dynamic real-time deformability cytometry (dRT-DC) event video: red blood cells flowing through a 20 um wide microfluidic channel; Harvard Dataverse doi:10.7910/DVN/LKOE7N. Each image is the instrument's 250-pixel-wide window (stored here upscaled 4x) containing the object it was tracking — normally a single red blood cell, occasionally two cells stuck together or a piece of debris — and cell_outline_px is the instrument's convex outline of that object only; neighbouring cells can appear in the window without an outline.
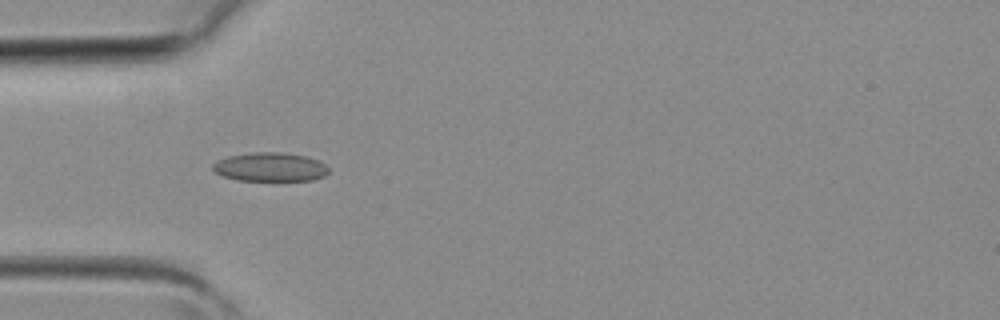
{"species": "common noctule bat (a hibernating species)", "species_latin": "Nyctalus noctula", "temperature_condition": "room temperature", "stored_images_in_passage": 2, "camera_frame_rate_fps": 3000, "um_per_image_px": 0.085, "animal": {"sex": "female", "body_mass_g": 19.3, "forearm_length_mm": 54.1}, "frame": {"image": 1, "passage_image": 2, "time_ms": 0.333, "image_size_px": [1000, 320], "cell_outline_px": [[328, 172], [324, 176], [312, 180], [240, 180], [224, 176], [216, 172], [212, 168], [212, 164], [216, 160], [228, 156], [252, 152], [280, 152], [304, 156], [320, 160], [328, 168]], "centroid_in_image_um": [22.96, 14.18], "position_along_channel_um": 62.0, "area_um2": 19.36}}